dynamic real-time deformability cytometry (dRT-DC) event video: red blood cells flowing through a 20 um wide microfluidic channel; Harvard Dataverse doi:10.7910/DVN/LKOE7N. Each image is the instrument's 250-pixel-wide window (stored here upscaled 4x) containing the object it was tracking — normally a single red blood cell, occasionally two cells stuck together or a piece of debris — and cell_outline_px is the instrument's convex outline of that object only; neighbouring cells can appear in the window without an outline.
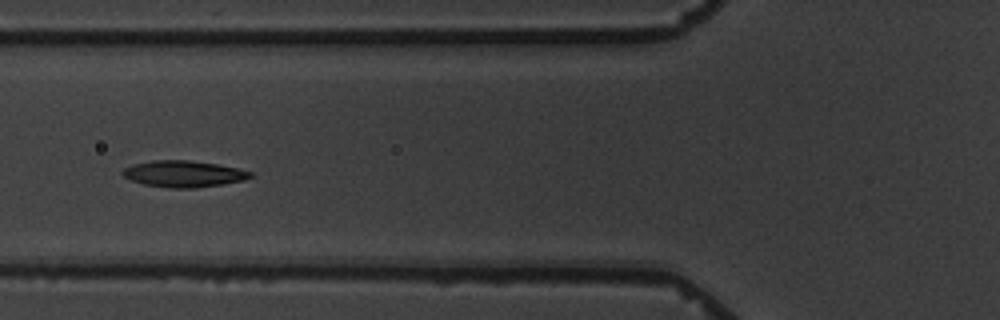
{"species": "common noctule bat (a hibernating species)", "species_latin": "Nyctalus noctula", "temperature_condition": "warm", "stored_images_in_passage": 7, "camera_frame_rate_fps": 3000, "um_per_image_px": 0.085, "animal": {"sex": "male", "body_mass_g": 19.5, "forearm_length_mm": 54.6}, "frame": {"image": 1, "passage_image": 7, "time_ms": 7.0, "image_size_px": [1000, 320], "cell_outline_px": [[252, 176], [244, 180], [196, 188], [172, 188], [144, 184], [132, 180], [124, 176], [120, 172], [124, 168], [132, 164], [152, 160], [188, 160], [216, 164], [236, 168], [252, 172]], "centroid_in_image_um": [15.57, 14.77], "position_along_channel_um": 110.2, "area_um2": 19.48}}